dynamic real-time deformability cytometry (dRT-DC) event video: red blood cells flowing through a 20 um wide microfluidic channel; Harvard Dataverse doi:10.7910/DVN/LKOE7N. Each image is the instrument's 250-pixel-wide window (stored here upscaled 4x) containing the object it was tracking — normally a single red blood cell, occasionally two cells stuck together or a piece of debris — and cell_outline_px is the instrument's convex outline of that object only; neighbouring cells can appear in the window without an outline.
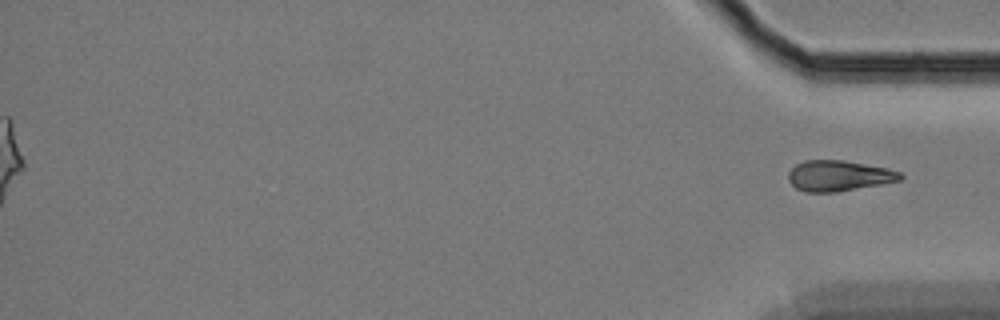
{"species": "Egyptian fruit bat (a non-hibernating species)", "species_latin": "Rousettus aegyptiacus", "temperature_condition": "cold", "stored_images_in_passage": 60, "segment_of_instrument_passage": [2, 2], "camera_frame_rate_fps": 3000, "um_per_image_px": 0.085, "animal": {"sex": "female"}, "frame": {"image": 1, "passage_image": 60, "time_ms": 19.667, "image_size_px": [1000, 320], "cell_outline_px": [[904, 176], [900, 180], [880, 184], [836, 192], [804, 192], [796, 188], [788, 180], [788, 172], [796, 164], [804, 160], [844, 160], [888, 168], [900, 172]], "centroid_in_image_um": [71.27, 14.93], "position_along_channel_um": 363.9, "area_um2": 20.0}}